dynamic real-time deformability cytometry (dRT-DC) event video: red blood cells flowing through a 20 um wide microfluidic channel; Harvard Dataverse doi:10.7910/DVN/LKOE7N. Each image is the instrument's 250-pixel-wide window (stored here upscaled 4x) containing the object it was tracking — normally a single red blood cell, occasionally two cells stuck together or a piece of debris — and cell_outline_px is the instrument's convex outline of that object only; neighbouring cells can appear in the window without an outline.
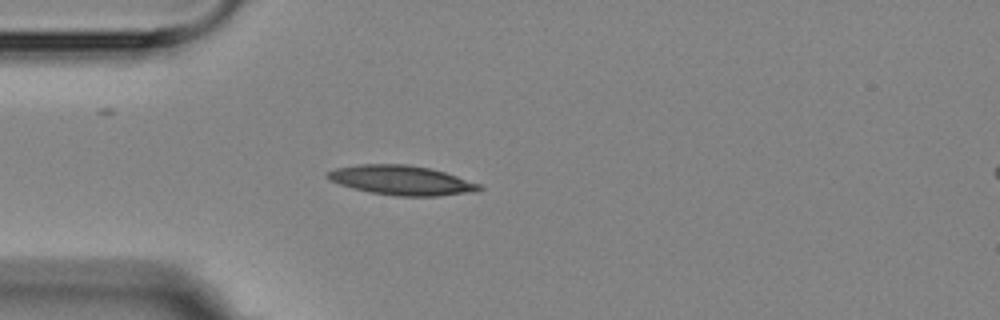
{"species": "Egyptian fruit bat (a non-hibernating species)", "species_latin": "Rousettus aegyptiacus", "temperature_condition": "room temperature", "stored_images_in_passage": 5, "camera_frame_rate_fps": 3000, "um_per_image_px": 0.085, "animal": {"sex": "female"}, "frame": {"image": 1, "passage_image": 5, "time_ms": 4.667, "image_size_px": [1000, 320], "cell_outline_px": [[484, 188], [464, 192], [436, 196], [396, 196], [372, 192], [352, 188], [340, 184], [324, 176], [328, 172], [336, 168], [360, 164], [404, 164], [428, 168], [444, 172], [480, 184]], "centroid_in_image_um": [34.07, 15.31], "position_along_channel_um": 50.9, "area_um2": 25.49}}